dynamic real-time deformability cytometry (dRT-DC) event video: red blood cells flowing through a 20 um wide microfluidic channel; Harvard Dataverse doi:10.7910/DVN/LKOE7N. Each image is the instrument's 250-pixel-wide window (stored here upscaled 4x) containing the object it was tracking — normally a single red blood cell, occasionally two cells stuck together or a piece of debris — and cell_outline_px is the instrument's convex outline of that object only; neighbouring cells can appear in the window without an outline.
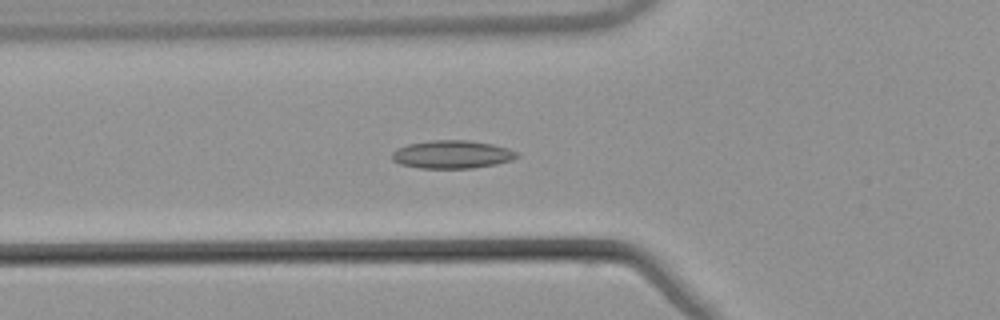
{"species": "common noctule bat (a hibernating species)", "species_latin": "Nyctalus noctula", "temperature_condition": "warm", "stored_images_in_passage": 41, "camera_frame_rate_fps": 3000, "um_per_image_px": 0.085, "animal": {"sex": "male", "body_mass_g": 21.5, "forearm_length_mm": 52.0}, "frame": {"image": 1, "passage_image": 14, "time_ms": 4.333, "image_size_px": [1000, 320], "cell_outline_px": [[520, 156], [512, 160], [496, 164], [472, 168], [420, 168], [400, 164], [392, 160], [392, 152], [396, 148], [408, 144], [432, 140], [468, 140], [492, 144], [508, 148], [520, 152]], "centroid_in_image_um": [38.45, 13.12], "position_along_channel_um": 87.4, "area_um2": 20.58}}
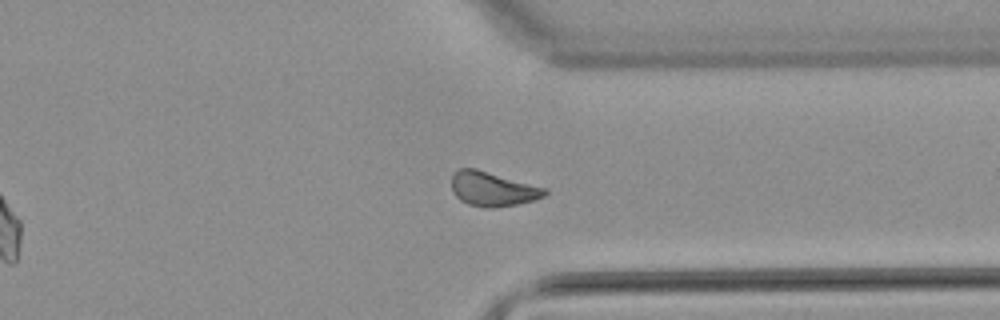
{"frame": {"image": 2, "passage_image": 36, "time_ms": 11.667, "image_size_px": [1000, 320], "cell_outline_px": [[548, 192], [544, 196], [532, 200], [516, 204], [496, 208], [484, 208], [468, 204], [460, 200], [452, 192], [452, 172], [460, 168], [476, 168], [548, 188]], "centroid_in_image_um": [41.86, 16.05], "position_along_channel_um": 369.5, "area_um2": 18.9}}
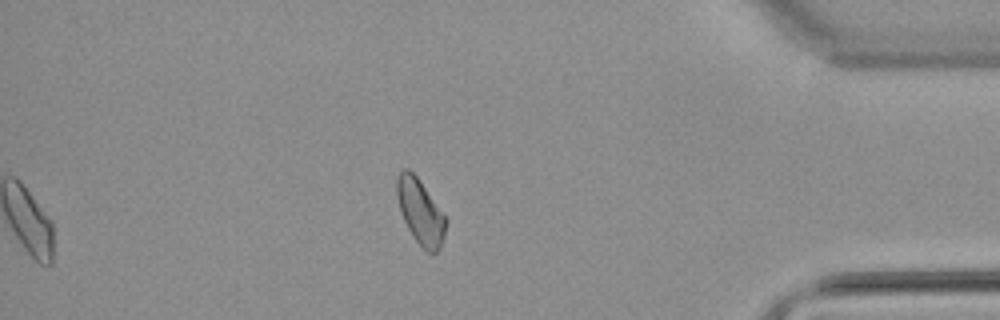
{"frame": {"image": 3, "passage_image": 41, "time_ms": 13.333, "image_size_px": [1000, 320], "cell_outline_px": [[448, 220], [444, 236], [440, 248], [436, 252], [428, 252], [412, 236], [400, 212], [396, 196], [396, 176], [404, 168], [408, 168], [416, 176]], "centroid_in_image_um": [35.71, 17.98], "position_along_channel_um": 399.5, "area_um2": 18.38}, "authors_computed_cell_mechanics": {"area_um2": 18.785, "velocity_mm_per_s": 3.848, "shape_relaxation_time_tau1_ms": null, "shape_relaxation_time_tau2_ms": 10.2191, "deformation_change_tau1": null, "deformation_change_tau2": 0.1816}}